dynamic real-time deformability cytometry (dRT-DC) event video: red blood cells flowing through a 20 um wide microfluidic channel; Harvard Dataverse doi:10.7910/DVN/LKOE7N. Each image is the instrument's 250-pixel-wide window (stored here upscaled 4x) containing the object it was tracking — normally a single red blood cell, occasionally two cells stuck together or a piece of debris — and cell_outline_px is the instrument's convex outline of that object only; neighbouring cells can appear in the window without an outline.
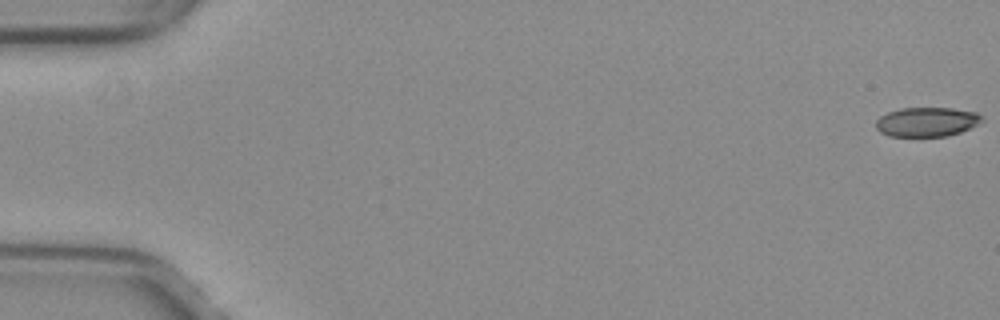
{"species": "common noctule bat (a hibernating species)", "species_latin": "Nyctalus noctula", "temperature_condition": "warm", "stored_images_in_passage": 17, "camera_frame_rate_fps": 3000, "um_per_image_px": 0.085, "animal": {"sex": "female", "body_mass_g": 29.2, "forearm_length_mm": 56.3}, "frame": {"image": 1, "passage_image": 1, "time_ms": 0.0, "image_size_px": [1000, 320], "cell_outline_px": [[984, 120], [960, 132], [948, 136], [888, 136], [880, 132], [876, 128], [876, 120], [880, 116], [888, 112], [900, 108], [952, 108], [976, 112], [984, 116]], "centroid_in_image_um": [78.77, 10.35], "position_along_channel_um": 6.2, "area_um2": 18.15}}
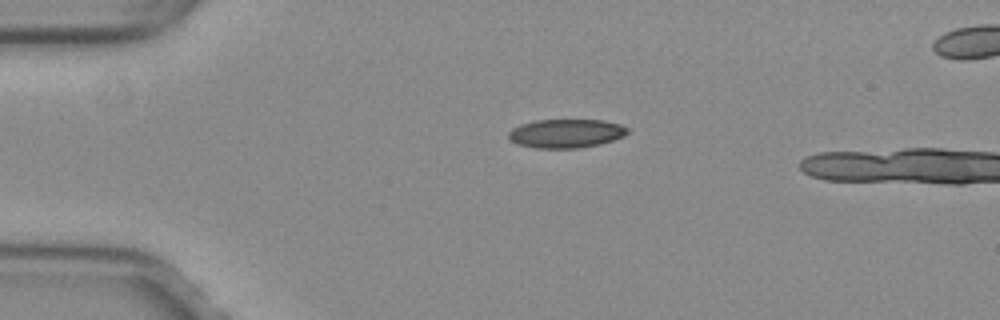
{"frame": {"image": 2, "passage_image": 13, "time_ms": 4.0, "image_size_px": [1000, 320], "cell_outline_px": [[628, 132], [624, 136], [600, 144], [576, 148], [536, 148], [516, 144], [508, 136], [508, 132], [512, 128], [520, 124], [536, 120], [604, 120], [620, 124], [628, 128]], "centroid_in_image_um": [48.1, 11.34], "position_along_channel_um": 36.9, "area_um2": 19.94}}